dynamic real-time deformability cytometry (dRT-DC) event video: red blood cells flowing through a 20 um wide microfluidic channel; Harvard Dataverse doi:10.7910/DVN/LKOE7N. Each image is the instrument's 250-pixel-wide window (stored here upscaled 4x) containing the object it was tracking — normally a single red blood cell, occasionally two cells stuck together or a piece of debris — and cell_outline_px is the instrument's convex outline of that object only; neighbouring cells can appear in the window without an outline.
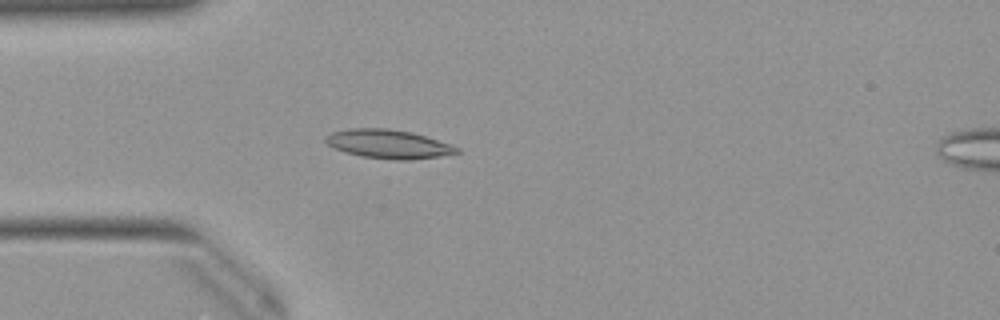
{"species": "Egyptian fruit bat (a non-hibernating species)", "species_latin": "Rousettus aegyptiacus", "temperature_condition": "warm", "stored_images_in_passage": 51, "camera_frame_rate_fps": 3000, "um_per_image_px": 0.085, "animal": {"sex": "female"}, "frame": {"image": 1, "passage_image": 14, "time_ms": 4.333, "image_size_px": [1000, 320], "cell_outline_px": [[460, 152], [440, 156], [408, 160], [396, 160], [364, 156], [344, 152], [328, 144], [324, 140], [332, 132], [348, 128], [388, 128], [412, 132], [452, 144], [460, 148]], "centroid_in_image_um": [33.05, 12.23], "position_along_channel_um": 51.9, "area_um2": 21.91}}
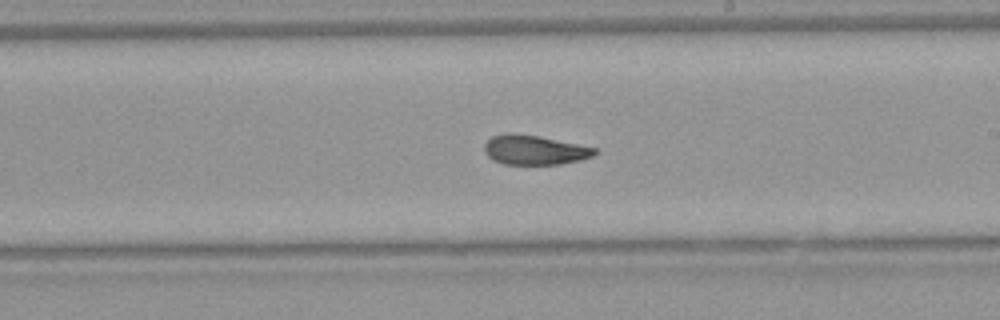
{"frame": {"image": 2, "passage_image": 29, "time_ms": 9.333, "image_size_px": [1000, 320], "cell_outline_px": [[600, 152], [592, 156], [580, 160], [560, 164], [504, 164], [492, 160], [484, 152], [484, 144], [492, 136], [508, 132], [540, 136], [596, 148]], "centroid_in_image_um": [45.42, 12.74], "position_along_channel_um": 243.6, "area_um2": 19.07}}
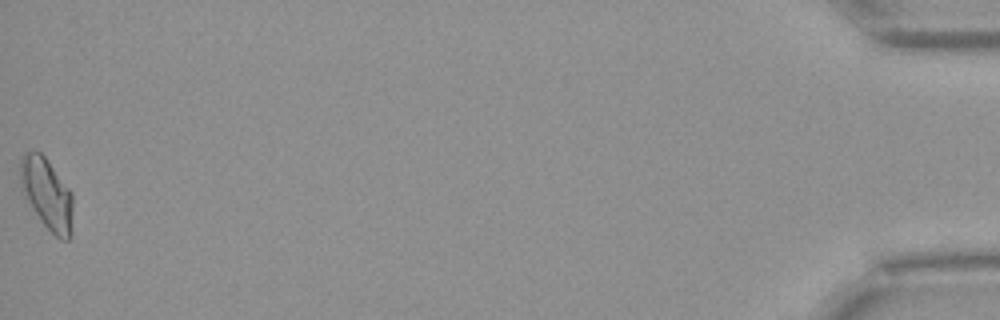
{"frame": {"image": 3, "passage_image": 51, "time_ms": 16.667, "image_size_px": [1000, 320], "cell_outline_px": [[72, 236], [68, 240], [60, 240], [40, 220], [28, 200], [20, 180], [20, 156], [24, 152], [40, 152], [44, 156], [72, 192]], "centroid_in_image_um": [4.01, 16.49], "position_along_channel_um": 431.2, "area_um2": 21.5}, "authors_computed_cell_mechanics": {"area_um2": 19.8832, "velocity_mm_per_s": 3.9839, "shape_relaxation_time_tau1_ms": 10.824, "shape_relaxation_time_tau2_ms": 2.4051, "deformation_change_tau1": 0.2493, "deformation_change_tau2": 0.0764}}